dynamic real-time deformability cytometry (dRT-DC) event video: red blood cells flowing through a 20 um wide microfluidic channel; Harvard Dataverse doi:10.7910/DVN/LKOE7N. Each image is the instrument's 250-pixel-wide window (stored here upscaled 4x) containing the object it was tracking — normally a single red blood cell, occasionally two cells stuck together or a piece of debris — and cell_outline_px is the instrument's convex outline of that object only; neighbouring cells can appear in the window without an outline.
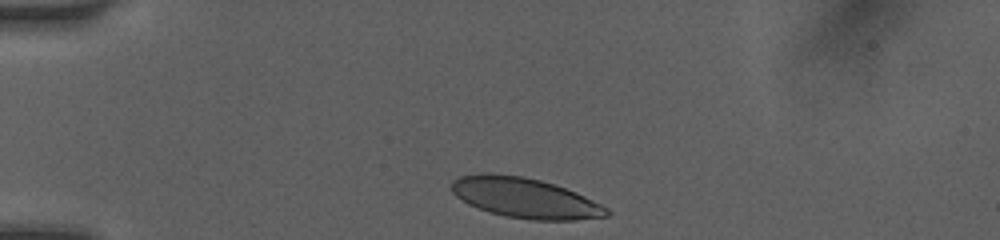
{"species": "human", "species_latin": "Homo sapiens", "temperature_condition": "room temperature", "stored_images_in_passage": 17, "camera_frame_rate_fps": 3000, "um_per_image_px": 0.085, "donor": {"sex": "female"}, "frame": {"image": 1, "passage_image": 1, "time_ms": 0.0, "image_size_px": [1000, 240], "cell_outline_px": [[612, 212], [608, 216], [572, 220], [528, 220], [488, 212], [468, 204], [456, 196], [452, 192], [452, 180], [460, 176], [484, 172], [488, 172], [524, 176], [540, 180], [576, 192], [608, 208]], "centroid_in_image_um": [44.6, 16.82], "position_along_channel_um": 40.4, "area_um2": 36.3}}
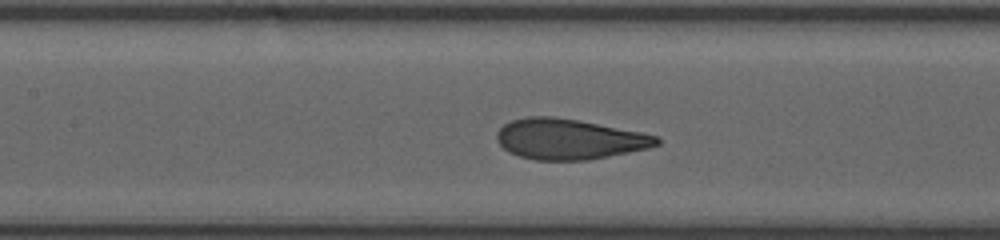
{"frame": {"image": 2, "passage_image": 10, "time_ms": 4.0, "image_size_px": [1000, 240], "cell_outline_px": [[660, 144], [648, 148], [588, 160], [536, 160], [520, 156], [508, 152], [496, 140], [496, 132], [504, 124], [512, 120], [528, 116], [552, 116], [576, 120], [640, 132], [660, 136]], "centroid_in_image_um": [48.35, 11.82], "position_along_channel_um": 159.0, "area_um2": 37.51}}
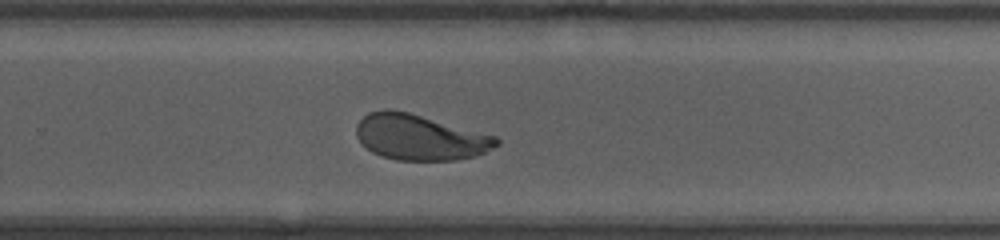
{"frame": {"image": 3, "passage_image": 17, "time_ms": 7.333, "image_size_px": [1000, 240], "cell_outline_px": [[500, 144], [484, 152], [472, 156], [456, 160], [396, 160], [372, 152], [356, 136], [356, 124], [368, 112], [384, 108], [388, 108], [408, 112], [496, 136], [500, 140]], "centroid_in_image_um": [35.67, 11.65], "position_along_channel_um": 294.1, "area_um2": 36.99}}